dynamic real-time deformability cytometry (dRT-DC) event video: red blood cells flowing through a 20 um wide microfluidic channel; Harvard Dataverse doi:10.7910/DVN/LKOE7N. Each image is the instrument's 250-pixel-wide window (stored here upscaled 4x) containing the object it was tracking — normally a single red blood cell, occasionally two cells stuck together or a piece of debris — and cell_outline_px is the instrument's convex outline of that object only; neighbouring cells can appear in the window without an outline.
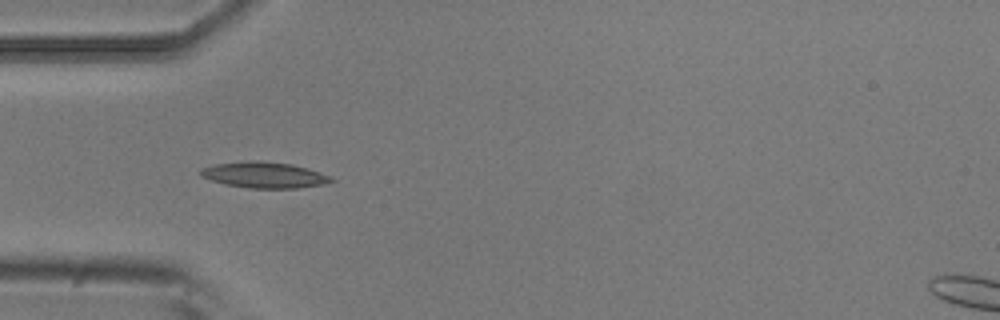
{"species": "common noctule bat (a hibernating species)", "species_latin": "Nyctalus noctula", "temperature_condition": "room temperature", "stored_images_in_passage": 13, "camera_frame_rate_fps": 3000, "um_per_image_px": 0.085, "animal": {"sex": "male", "body_mass_g": 20.5, "forearm_length_mm": 52.5}, "frame": {"image": 1, "passage_image": 3, "time_ms": 0.667, "image_size_px": [1000, 320], "cell_outline_px": [[336, 180], [324, 184], [296, 188], [248, 188], [224, 184], [200, 176], [200, 168], [212, 164], [292, 164], [320, 172], [332, 176]], "centroid_in_image_um": [22.51, 14.93], "position_along_channel_um": 62.5, "area_um2": 18.67}}
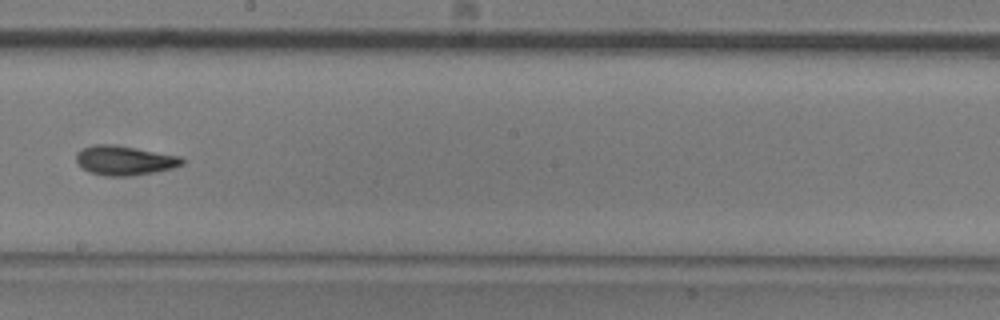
{"frame": {"image": 2, "passage_image": 7, "time_ms": 2.0, "image_size_px": [1000, 320], "cell_outline_px": [[184, 164], [172, 168], [132, 176], [104, 176], [88, 172], [80, 168], [76, 160], [76, 152], [80, 148], [92, 144], [112, 144], [136, 148], [180, 156], [184, 160]], "centroid_in_image_um": [10.51, 13.63], "position_along_channel_um": 237.7, "area_um2": 18.38}}
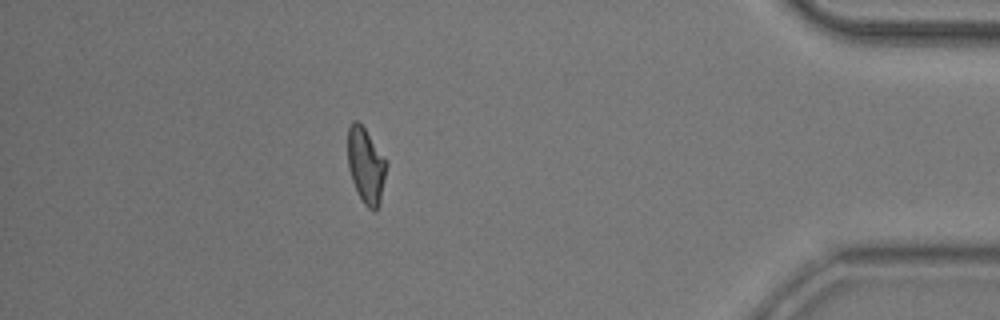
{"frame": {"image": 3, "passage_image": 12, "time_ms": 3.667, "image_size_px": [1000, 320], "cell_outline_px": [[388, 164], [380, 204], [376, 212], [372, 212], [364, 204], [352, 180], [348, 168], [348, 128], [352, 120], [356, 120], [364, 128], [388, 160]], "centroid_in_image_um": [31.13, 14.09], "position_along_channel_um": 404.1, "area_um2": 17.28}}